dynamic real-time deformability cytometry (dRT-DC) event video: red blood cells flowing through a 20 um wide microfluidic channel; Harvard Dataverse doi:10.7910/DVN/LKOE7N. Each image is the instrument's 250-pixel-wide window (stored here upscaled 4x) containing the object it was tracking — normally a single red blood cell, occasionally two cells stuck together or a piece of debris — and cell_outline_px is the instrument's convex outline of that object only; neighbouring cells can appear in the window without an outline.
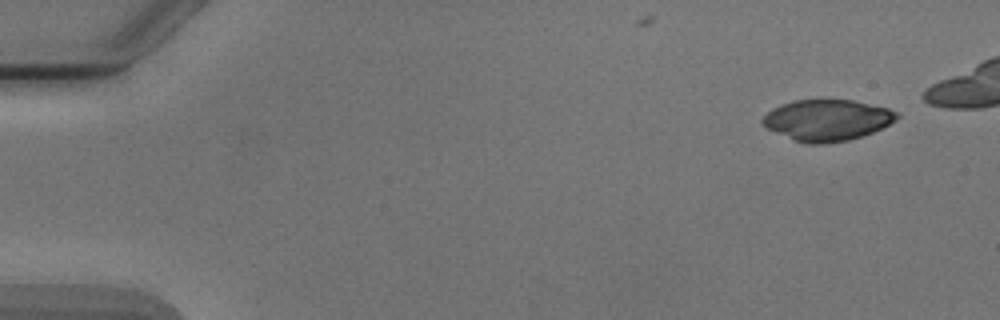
{"species": "Egyptian fruit bat (a non-hibernating species)", "species_latin": "Rousettus aegyptiacus", "temperature_condition": "cold", "stored_images_in_passage": 5, "camera_frame_rate_fps": 3000, "um_per_image_px": 0.085, "animal": {"sex": "male"}, "frame": {"image": 1, "passage_image": 1, "time_ms": 0.0, "image_size_px": [1000, 320], "cell_outline_px": [[900, 116], [896, 120], [872, 132], [848, 140], [824, 144], [808, 144], [792, 140], [760, 124], [760, 120], [772, 108], [780, 104], [792, 100], [852, 100], [888, 108], [900, 112]], "centroid_in_image_um": [70.28, 10.21], "position_along_channel_um": 14.7, "area_um2": 32.25}}